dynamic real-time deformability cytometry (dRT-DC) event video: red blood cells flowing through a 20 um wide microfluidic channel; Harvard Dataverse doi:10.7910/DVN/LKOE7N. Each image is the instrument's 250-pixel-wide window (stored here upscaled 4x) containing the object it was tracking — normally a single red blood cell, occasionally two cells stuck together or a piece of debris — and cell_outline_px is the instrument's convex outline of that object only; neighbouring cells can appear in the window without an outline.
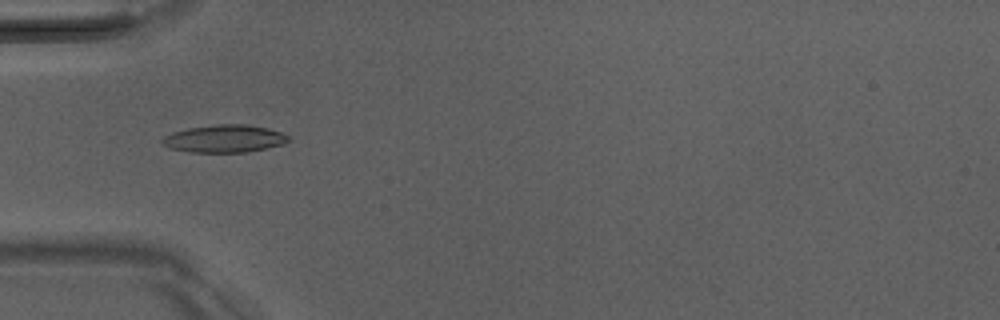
{"species": "Egyptian fruit bat (a non-hibernating species)", "species_latin": "Rousettus aegyptiacus", "temperature_condition": "room temperature", "stored_images_in_passage": 50, "camera_frame_rate_fps": 3000, "um_per_image_px": 0.085, "animal": {"sex": "male"}, "frame": {"image": 1, "passage_image": 17, "time_ms": 5.333, "image_size_px": [1000, 320], "cell_outline_px": [[288, 140], [280, 144], [248, 152], [188, 152], [172, 148], [160, 144], [160, 140], [164, 136], [172, 132], [188, 128], [220, 124], [244, 124], [268, 128], [280, 132], [288, 136]], "centroid_in_image_um": [19.0, 11.78], "position_along_channel_um": 66.0, "area_um2": 20.06}}
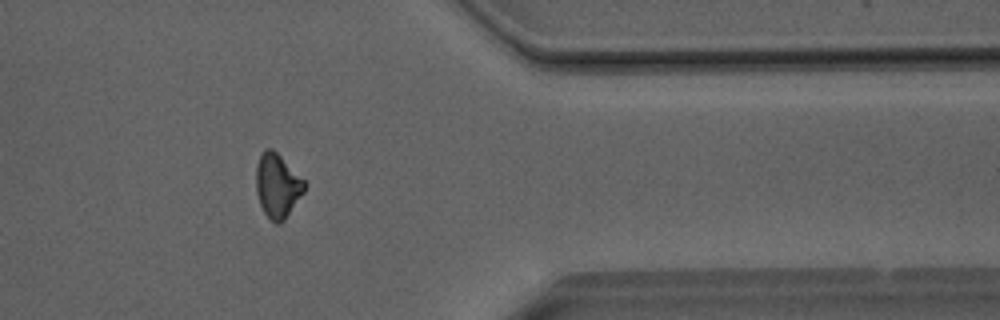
{"frame": {"image": 2, "passage_image": 42, "time_ms": 13.667, "image_size_px": [1000, 320], "cell_outline_px": [[308, 184], [304, 192], [284, 220], [280, 224], [276, 224], [264, 212], [260, 204], [256, 192], [256, 164], [264, 148], [272, 148]], "centroid_in_image_um": [23.58, 15.78], "position_along_channel_um": 387.8, "area_um2": 17.98}}
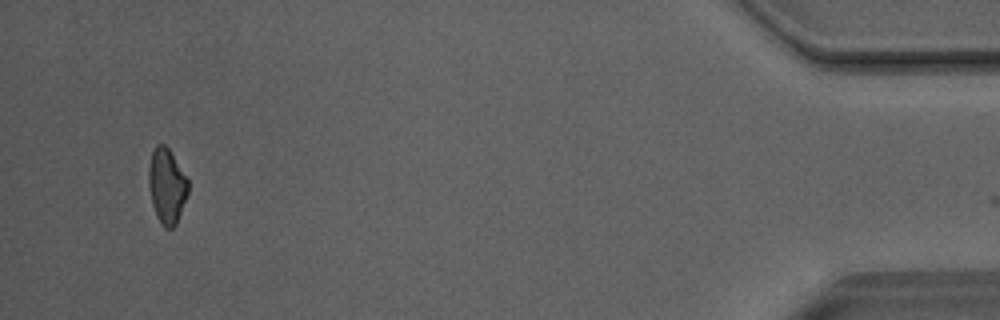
{"frame": {"image": 3, "passage_image": 49, "time_ms": 16.0, "image_size_px": [1000, 320], "cell_outline_px": [[188, 192], [176, 224], [172, 228], [164, 228], [160, 224], [156, 216], [152, 204], [148, 184], [148, 168], [152, 152], [156, 144], [164, 144], [168, 148], [188, 180]], "centroid_in_image_um": [14.15, 15.82], "position_along_channel_um": 421.0, "area_um2": 17.17}}